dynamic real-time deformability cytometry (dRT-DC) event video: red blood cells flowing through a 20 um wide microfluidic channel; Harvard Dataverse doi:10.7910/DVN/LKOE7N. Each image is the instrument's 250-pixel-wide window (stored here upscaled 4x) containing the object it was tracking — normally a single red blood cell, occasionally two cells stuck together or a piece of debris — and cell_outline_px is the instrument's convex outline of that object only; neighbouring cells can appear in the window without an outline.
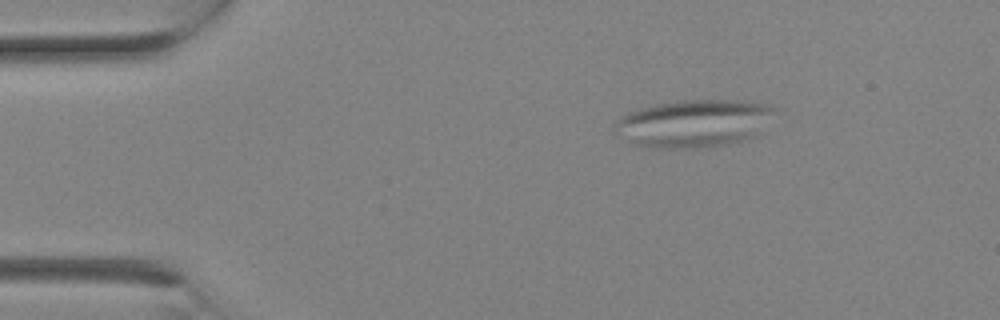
{"species": "Egyptian fruit bat (a non-hibernating species)", "species_latin": "Rousettus aegyptiacus", "temperature_condition": "room temperature", "stored_images_in_passage": 6, "camera_frame_rate_fps": 3000, "um_per_image_px": 0.085, "animal": {"sex": "female"}, "frame": {"image": 1, "passage_image": 1, "time_ms": 0.0, "image_size_px": [1000, 320], "cell_outline_px": [[780, 108], [760, 132], [756, 136], [748, 140], [716, 148], [660, 148], [636, 144], [616, 136], [612, 124], [620, 116], [628, 112], [640, 108], [656, 104], [680, 100], [736, 100], [768, 104]], "centroid_in_image_um": [59.02, 10.5], "position_along_channel_um": 26.0, "area_um2": 45.43}}